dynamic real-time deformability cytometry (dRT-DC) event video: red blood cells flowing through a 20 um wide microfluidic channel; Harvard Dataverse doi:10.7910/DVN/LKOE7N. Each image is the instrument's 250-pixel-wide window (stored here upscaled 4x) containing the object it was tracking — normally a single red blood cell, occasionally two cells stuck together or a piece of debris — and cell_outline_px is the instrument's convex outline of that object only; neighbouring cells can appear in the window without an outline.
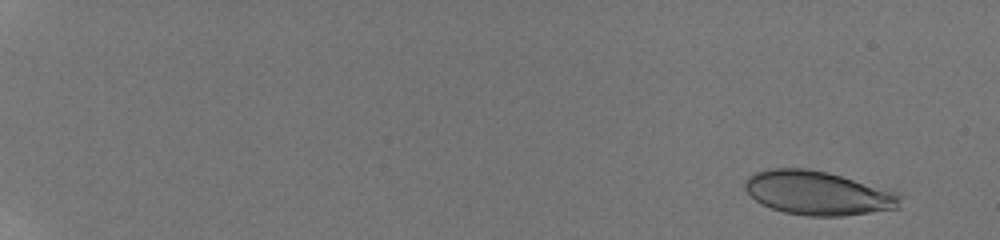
{"species": "human", "species_latin": "Homo sapiens", "temperature_condition": "room temperature", "stored_images_in_passage": 8, "camera_frame_rate_fps": 3000, "um_per_image_px": 0.085, "donor": {"sex": "male"}, "frame": {"image": 1, "passage_image": 2, "time_ms": 1.0, "image_size_px": [1000, 240], "cell_outline_px": [[900, 208], [840, 216], [808, 216], [784, 212], [760, 204], [744, 188], [744, 180], [752, 172], [768, 168], [808, 168], [828, 172], [892, 188], [900, 192]], "centroid_in_image_um": [69.56, 16.38], "position_along_channel_um": 15.4, "area_um2": 40.52}}
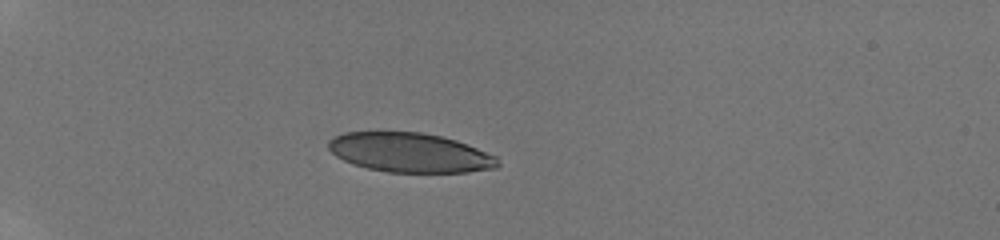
{"frame": {"image": 2, "passage_image": 6, "time_ms": 5.667, "image_size_px": [1000, 240], "cell_outline_px": [[500, 164], [496, 168], [468, 172], [388, 172], [368, 168], [352, 164], [336, 156], [328, 148], [328, 140], [332, 136], [344, 132], [420, 132], [440, 136], [456, 140], [496, 156]], "centroid_in_image_um": [34.81, 12.97], "position_along_channel_um": 50.2, "area_um2": 38.84}}
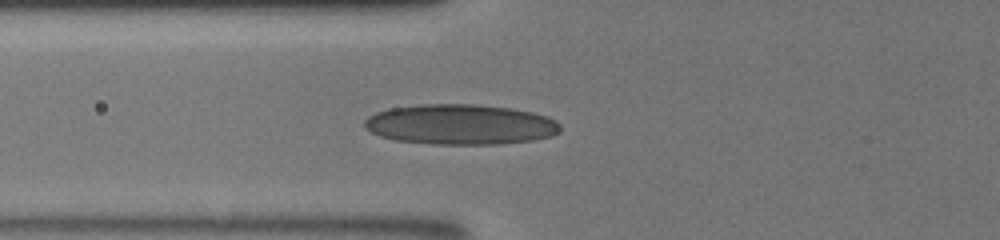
{"frame": {"image": 3, "passage_image": 8, "time_ms": 7.667, "image_size_px": [1000, 240], "cell_outline_px": [[560, 132], [552, 136], [532, 140], [496, 144], [428, 144], [396, 140], [380, 136], [364, 128], [364, 120], [368, 116], [376, 112], [388, 108], [420, 104], [476, 104], [512, 108], [532, 112], [548, 116], [556, 120], [560, 124]], "centroid_in_image_um": [39.13, 10.57], "position_along_channel_um": 86.7, "area_um2": 46.3}}